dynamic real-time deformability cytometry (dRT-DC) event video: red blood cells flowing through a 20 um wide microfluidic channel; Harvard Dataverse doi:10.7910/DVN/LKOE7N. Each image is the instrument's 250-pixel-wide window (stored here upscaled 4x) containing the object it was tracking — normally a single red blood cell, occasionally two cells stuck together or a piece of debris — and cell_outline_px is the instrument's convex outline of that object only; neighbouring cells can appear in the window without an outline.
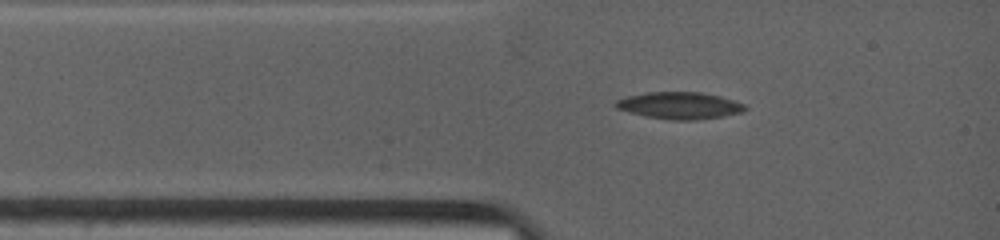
{"species": "common noctule bat (a hibernating species)", "species_latin": "Nyctalus noctula", "temperature_condition": "warm", "stored_images_in_passage": 47, "camera_frame_rate_fps": 4500, "um_per_image_px": 0.085, "animal": {"sex": "female", "body_mass_g": 19.0, "forearm_length_mm": 53.3}, "frame": {"image": 1, "passage_image": 1, "time_ms": 0.0, "image_size_px": [1000, 240], "cell_outline_px": [[748, 108], [744, 112], [724, 116], [696, 120], [672, 120], [648, 116], [616, 108], [612, 104], [616, 100], [628, 96], [644, 92], [700, 92], [720, 96], [744, 104]], "centroid_in_image_um": [57.79, 8.96], "position_along_channel_um": 27.2, "area_um2": 20.23}}
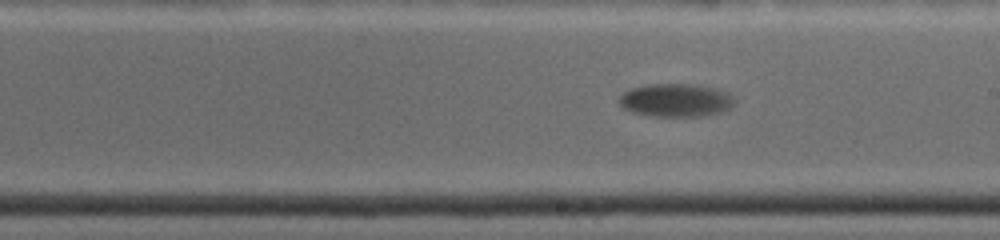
{"frame": {"image": 2, "passage_image": 19, "time_ms": 6.0, "image_size_px": [1000, 240], "cell_outline_px": [[736, 100], [728, 108], [720, 112], [700, 116], [652, 116], [632, 112], [624, 108], [616, 100], [624, 92], [632, 88], [648, 84], [696, 84], [716, 88], [728, 92]], "centroid_in_image_um": [57.43, 8.51], "position_along_channel_um": 231.6, "area_um2": 22.31}}
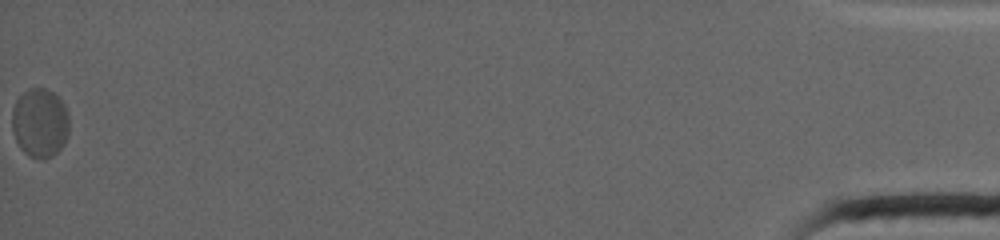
{"frame": {"image": 3, "passage_image": 47, "time_ms": 16.889, "image_size_px": [1000, 240], "cell_outline_px": [[68, 136], [64, 144], [52, 156], [44, 160], [36, 160], [28, 156], [20, 148], [12, 132], [12, 108], [16, 100], [28, 88], [44, 88], [60, 96], [68, 112]], "centroid_in_image_um": [3.39, 10.46], "position_along_channel_um": 431.8, "area_um2": 23.47}, "authors_computed_cell_mechanics": {"area_um2": 22.3108, "velocity_mm_per_s": 3.5214, "shape_relaxation_time_tau1_ms": 3.6487, "shape_relaxation_time_tau2_ms": null, "deformation_change_tau1": 0.1108, "deformation_change_tau2": null}}